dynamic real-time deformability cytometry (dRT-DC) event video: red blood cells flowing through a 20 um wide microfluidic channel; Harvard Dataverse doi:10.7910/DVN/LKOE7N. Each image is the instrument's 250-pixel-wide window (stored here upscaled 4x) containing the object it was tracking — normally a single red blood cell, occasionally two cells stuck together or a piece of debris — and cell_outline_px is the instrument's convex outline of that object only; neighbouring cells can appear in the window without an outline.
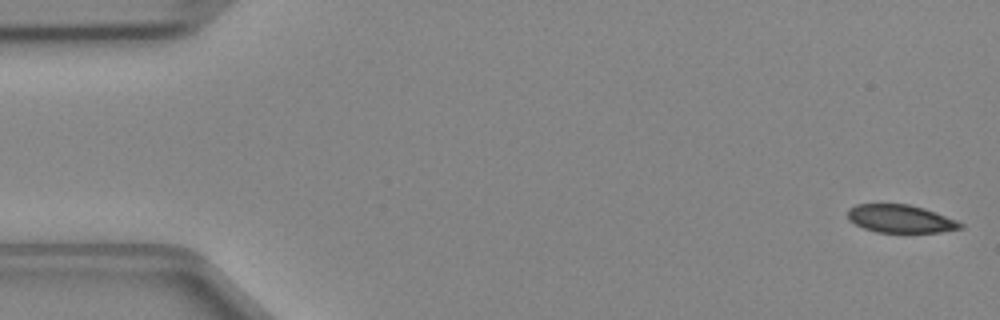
{"species": "Egyptian fruit bat (a non-hibernating species)", "species_latin": "Rousettus aegyptiacus", "temperature_condition": "cold", "stored_images_in_passage": 47, "camera_frame_rate_fps": 3000, "um_per_image_px": 0.085, "animal": {"sex": "female"}, "frame": {"image": 1, "passage_image": 1, "time_ms": 0.0, "image_size_px": [1000, 320], "cell_outline_px": [[964, 228], [940, 232], [876, 232], [864, 228], [848, 220], [848, 208], [856, 204], [908, 204], [924, 208], [956, 220], [964, 224]], "centroid_in_image_um": [76.54, 18.59], "position_along_channel_um": 8.5, "area_um2": 18.32}}
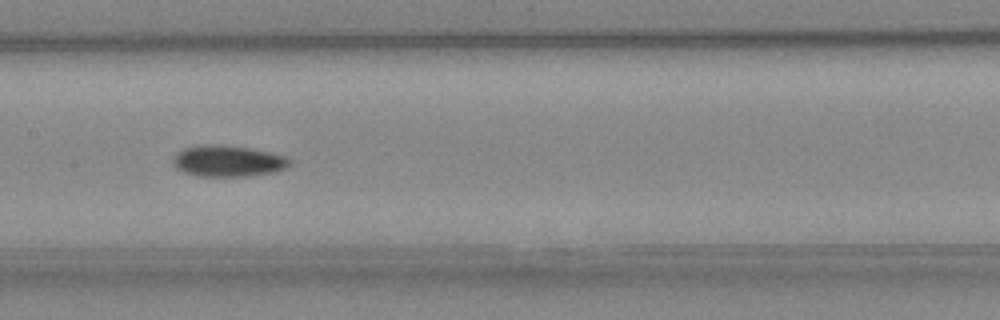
{"frame": {"image": 2, "passage_image": 23, "time_ms": 7.333, "image_size_px": [1000, 320], "cell_outline_px": [[292, 164], [276, 172], [248, 176], [196, 176], [184, 172], [176, 168], [172, 164], [172, 156], [176, 152], [184, 148], [200, 144], [224, 144], [252, 148], [284, 156], [292, 160]], "centroid_in_image_um": [19.34, 13.67], "position_along_channel_um": 188.1, "area_um2": 21.68}}
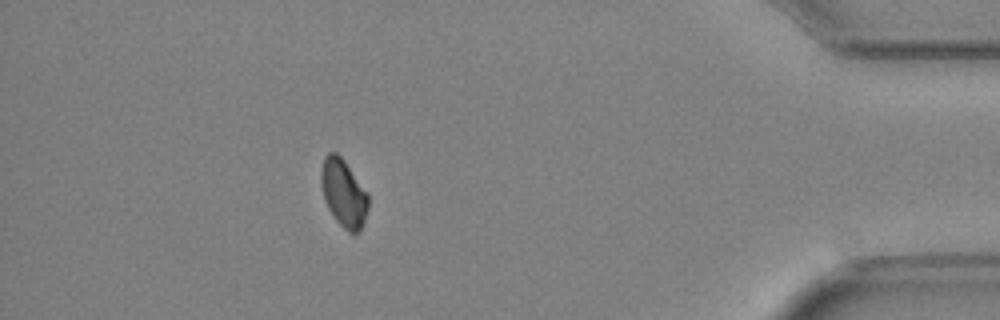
{"frame": {"image": 3, "passage_image": 42, "time_ms": 13.667, "image_size_px": [1000, 320], "cell_outline_px": [[368, 208], [360, 232], [348, 232], [336, 220], [328, 208], [324, 200], [320, 184], [320, 168], [324, 156], [328, 152], [336, 152], [344, 160], [368, 192]], "centroid_in_image_um": [29.18, 16.38], "position_along_channel_um": 406.0, "area_um2": 18.79}}